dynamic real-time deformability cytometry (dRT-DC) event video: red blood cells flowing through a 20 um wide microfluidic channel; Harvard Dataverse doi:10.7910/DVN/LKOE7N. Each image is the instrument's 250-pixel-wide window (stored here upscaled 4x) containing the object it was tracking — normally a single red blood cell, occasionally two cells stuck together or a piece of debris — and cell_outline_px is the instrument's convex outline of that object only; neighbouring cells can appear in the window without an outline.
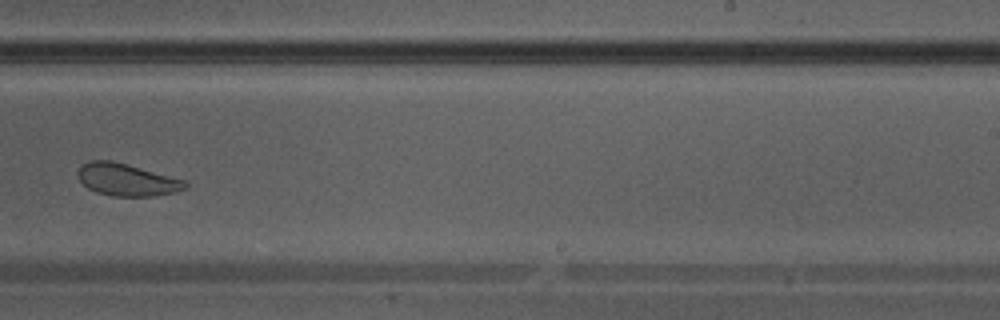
{"species": "Egyptian fruit bat (a non-hibernating species)", "species_latin": "Rousettus aegyptiacus", "temperature_condition": "warm", "stored_images_in_passage": 37, "camera_frame_rate_fps": 3000, "um_per_image_px": 0.085, "animal": {"sex": "male"}, "frame": {"image": 1, "passage_image": 22, "time_ms": 7.0, "image_size_px": [1000, 320], "cell_outline_px": [[188, 188], [176, 192], [152, 196], [112, 196], [96, 192], [88, 188], [76, 176], [76, 172], [88, 160], [112, 160], [128, 164], [184, 180], [188, 184]], "centroid_in_image_um": [10.77, 15.27], "position_along_channel_um": 278.2, "area_um2": 20.23}}